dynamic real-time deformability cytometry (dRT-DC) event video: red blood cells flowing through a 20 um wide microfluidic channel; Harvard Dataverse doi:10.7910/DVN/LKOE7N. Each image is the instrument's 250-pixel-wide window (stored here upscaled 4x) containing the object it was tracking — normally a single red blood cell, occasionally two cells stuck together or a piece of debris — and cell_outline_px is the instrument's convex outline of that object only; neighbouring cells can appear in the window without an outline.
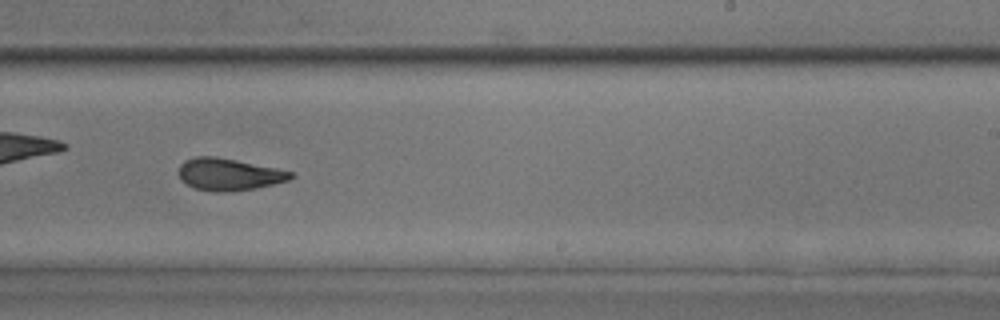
{"species": "common noctule bat (a hibernating species)", "species_latin": "Nyctalus noctula", "temperature_condition": "room temperature", "stored_images_in_passage": 43, "camera_frame_rate_fps": 3000, "um_per_image_px": 0.085, "animal": {"sex": "male", "body_mass_g": 17.9, "forearm_length_mm": 54.2}, "frame": {"image": 1, "passage_image": 25, "time_ms": 8.0, "image_size_px": [1000, 320], "cell_outline_px": [[296, 176], [288, 180], [256, 188], [224, 192], [216, 192], [196, 188], [188, 184], [180, 176], [180, 164], [184, 160], [196, 156], [216, 156], [276, 168], [292, 172]], "centroid_in_image_um": [19.47, 14.81], "position_along_channel_um": 269.5, "area_um2": 20.63}}
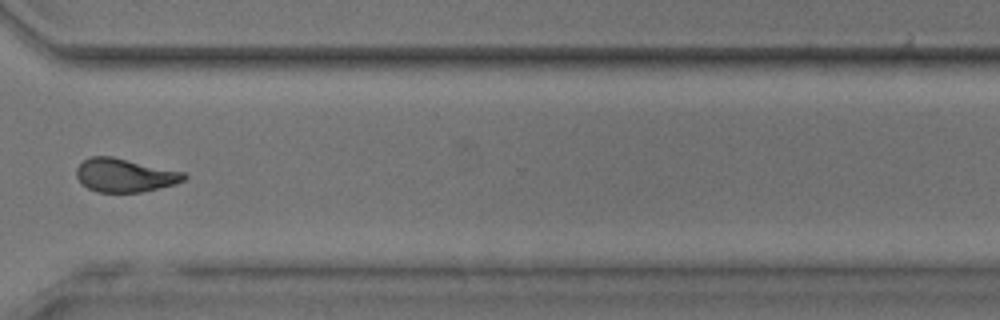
{"frame": {"image": 2, "passage_image": 31, "time_ms": 10.0, "image_size_px": [1000, 320], "cell_outline_px": [[188, 176], [184, 180], [176, 184], [140, 192], [96, 192], [88, 188], [76, 176], [76, 168], [84, 160], [92, 156], [112, 156], [184, 172]], "centroid_in_image_um": [10.61, 14.89], "position_along_channel_um": 360.0, "area_um2": 20.87}}